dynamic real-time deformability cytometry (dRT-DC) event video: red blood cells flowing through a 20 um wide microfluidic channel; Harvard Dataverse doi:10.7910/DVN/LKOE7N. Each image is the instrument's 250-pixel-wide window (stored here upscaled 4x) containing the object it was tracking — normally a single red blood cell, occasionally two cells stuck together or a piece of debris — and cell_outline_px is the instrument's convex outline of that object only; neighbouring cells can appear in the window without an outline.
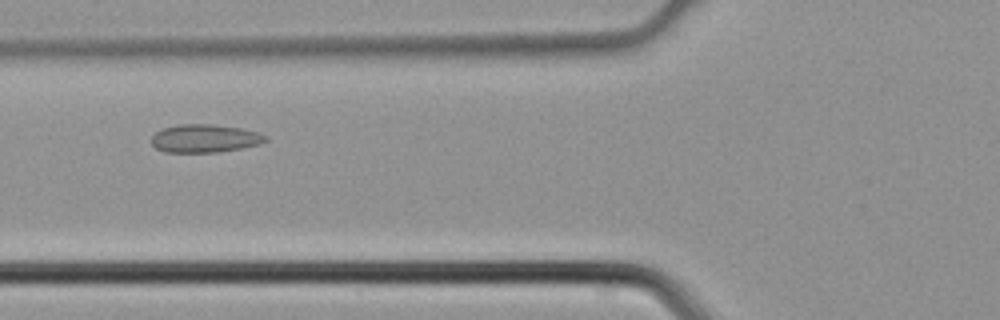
{"species": "common noctule bat (a hibernating species)", "species_latin": "Nyctalus noctula", "temperature_condition": "cold", "stored_images_in_passage": 2, "camera_frame_rate_fps": 3000, "um_per_image_px": 0.085, "animal": {"sex": "male", "body_mass_g": 21.5, "forearm_length_mm": 52.0}, "frame": {"image": 1, "passage_image": 2, "time_ms": 0.333, "image_size_px": [1000, 320], "cell_outline_px": [[268, 140], [260, 144], [240, 148], [216, 152], [164, 152], [156, 148], [152, 144], [152, 136], [156, 132], [164, 128], [180, 124], [212, 124], [240, 128], [260, 132], [268, 136]], "centroid_in_image_um": [17.43, 11.76], "position_along_channel_um": 108.4, "area_um2": 18.67}}